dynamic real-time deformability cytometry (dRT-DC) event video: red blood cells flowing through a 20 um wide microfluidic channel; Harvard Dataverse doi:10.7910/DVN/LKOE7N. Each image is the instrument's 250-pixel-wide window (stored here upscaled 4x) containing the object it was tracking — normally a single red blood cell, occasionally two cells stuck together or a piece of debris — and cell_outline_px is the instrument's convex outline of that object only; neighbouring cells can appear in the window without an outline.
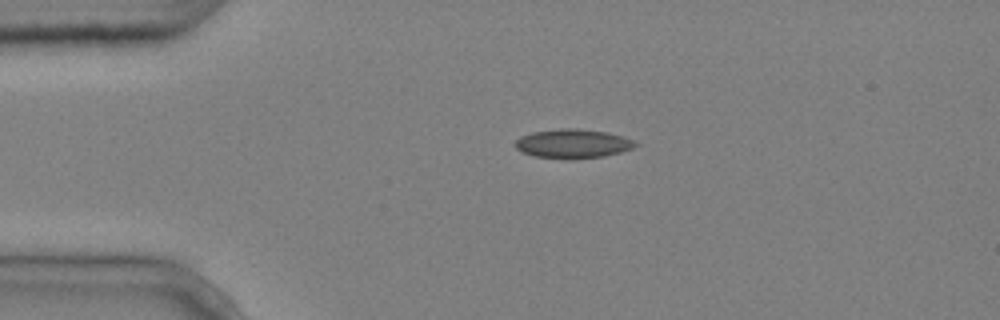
{"species": "common noctule bat (a hibernating species)", "species_latin": "Nyctalus noctula", "temperature_condition": "cold", "stored_images_in_passage": 2, "camera_frame_rate_fps": 3000, "um_per_image_px": 0.085, "animal": {"sex": "male", "body_mass_g": 20.4}, "frame": {"image": 1, "passage_image": 1, "time_ms": 0.0, "image_size_px": [1000, 320], "cell_outline_px": [[640, 144], [632, 148], [620, 152], [604, 156], [572, 160], [564, 160], [532, 156], [516, 148], [516, 140], [520, 136], [532, 132], [560, 128], [576, 128], [608, 132], [632, 140]], "centroid_in_image_um": [48.67, 12.22], "position_along_channel_um": 36.3, "area_um2": 20.58}}
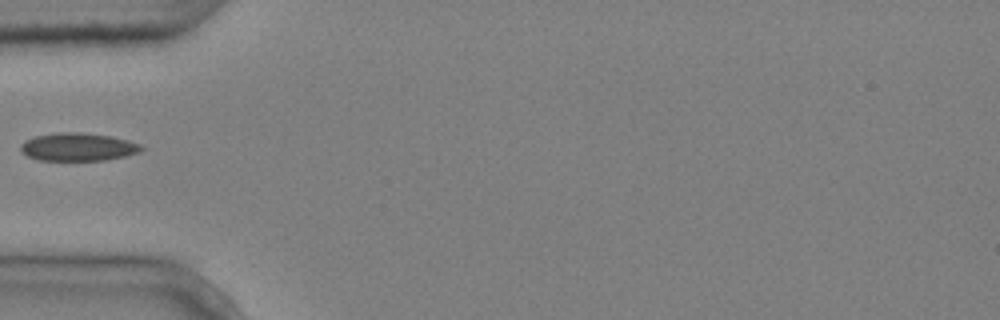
{"frame": {"image": 2, "passage_image": 2, "time_ms": 0.333, "image_size_px": [1000, 320], "cell_outline_px": [[144, 148], [140, 152], [124, 156], [104, 160], [36, 160], [20, 152], [20, 144], [36, 136], [56, 132], [80, 132], [112, 136], [128, 140], [140, 144]], "centroid_in_image_um": [6.63, 12.49], "position_along_channel_um": 78.4, "area_um2": 19.71}}